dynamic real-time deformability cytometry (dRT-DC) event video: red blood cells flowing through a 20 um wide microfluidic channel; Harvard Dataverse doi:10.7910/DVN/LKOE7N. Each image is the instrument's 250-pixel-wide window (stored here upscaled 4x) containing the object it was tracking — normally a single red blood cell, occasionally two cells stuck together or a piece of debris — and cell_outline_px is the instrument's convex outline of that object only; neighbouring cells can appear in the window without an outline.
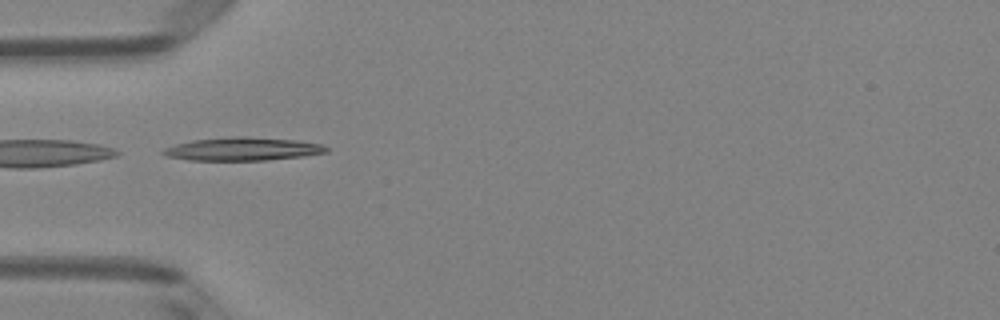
{"species": "Egyptian fruit bat (a non-hibernating species)", "species_latin": "Rousettus aegyptiacus", "temperature_condition": "room temperature", "stored_images_in_passage": 6, "camera_frame_rate_fps": 3000, "um_per_image_px": 0.085, "animal": {"sex": "female"}, "frame": {"image": 1, "passage_image": 4, "time_ms": 1.0, "image_size_px": [1000, 320], "cell_outline_px": [[328, 152], [304, 156], [268, 160], [188, 160], [164, 156], [160, 152], [164, 148], [176, 144], [192, 140], [232, 136], [244, 136], [300, 140], [324, 144], [328, 148]], "centroid_in_image_um": [20.64, 12.66], "position_along_channel_um": 64.4, "area_um2": 22.37}}
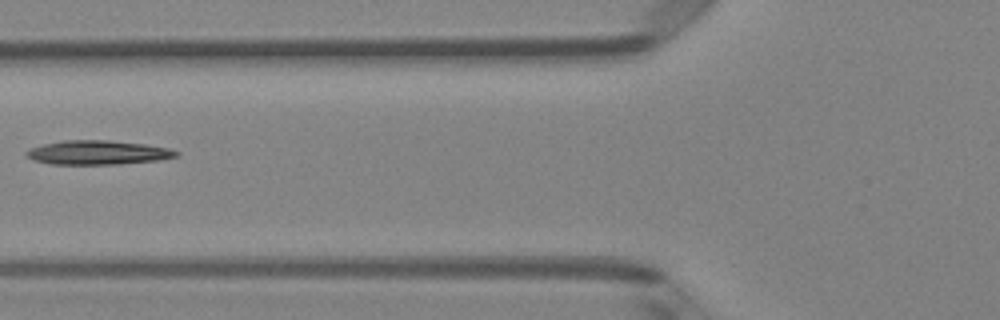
{"frame": {"image": 2, "passage_image": 5, "time_ms": 1.333, "image_size_px": [1000, 320], "cell_outline_px": [[180, 156], [160, 160], [120, 164], [52, 164], [32, 160], [24, 152], [28, 148], [44, 144], [64, 140], [108, 140], [144, 144], [168, 148], [180, 152]], "centroid_in_image_um": [8.33, 12.97], "position_along_channel_um": 117.5, "area_um2": 21.15}}
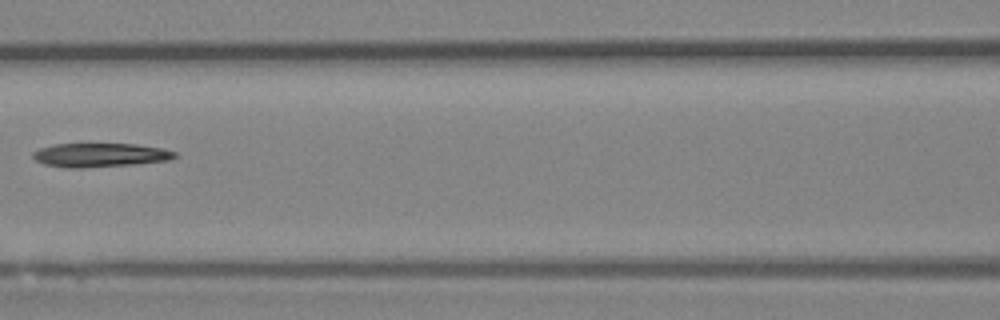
{"frame": {"image": 3, "passage_image": 6, "time_ms": 1.667, "image_size_px": [1000, 320], "cell_outline_px": [[176, 156], [172, 160], [136, 164], [80, 168], [68, 168], [44, 164], [36, 160], [32, 156], [32, 152], [40, 148], [56, 144], [136, 144], [160, 148], [176, 152]], "centroid_in_image_um": [8.51, 13.18], "position_along_channel_um": 158.1, "area_um2": 19.71}}